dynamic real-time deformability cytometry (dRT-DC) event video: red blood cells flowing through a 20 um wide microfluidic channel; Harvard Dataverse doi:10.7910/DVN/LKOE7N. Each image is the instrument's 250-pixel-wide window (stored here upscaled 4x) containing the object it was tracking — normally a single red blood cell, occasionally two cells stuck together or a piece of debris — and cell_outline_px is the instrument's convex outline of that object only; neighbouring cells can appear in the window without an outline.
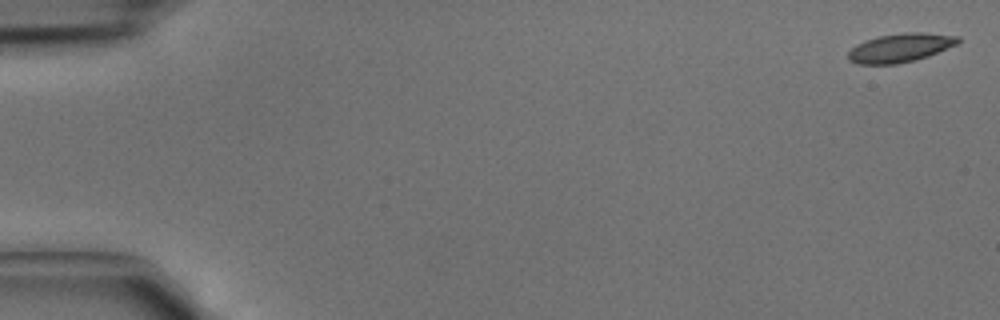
{"species": "common noctule bat (a hibernating species)", "species_latin": "Nyctalus noctula", "temperature_condition": "cold", "stored_images_in_passage": 4, "camera_frame_rate_fps": 3000, "um_per_image_px": 0.085, "animal": {"sex": "male", "body_mass_g": 15.6}, "frame": {"image": 1, "passage_image": 1, "time_ms": 0.0, "image_size_px": [1000, 320], "cell_outline_px": [[960, 40], [956, 44], [928, 56], [916, 60], [896, 64], [856, 64], [848, 60], [848, 52], [856, 44], [880, 36], [904, 32], [924, 32], [960, 36]], "centroid_in_image_um": [76.52, 4.06], "position_along_channel_um": 8.5, "area_um2": 18.32}}
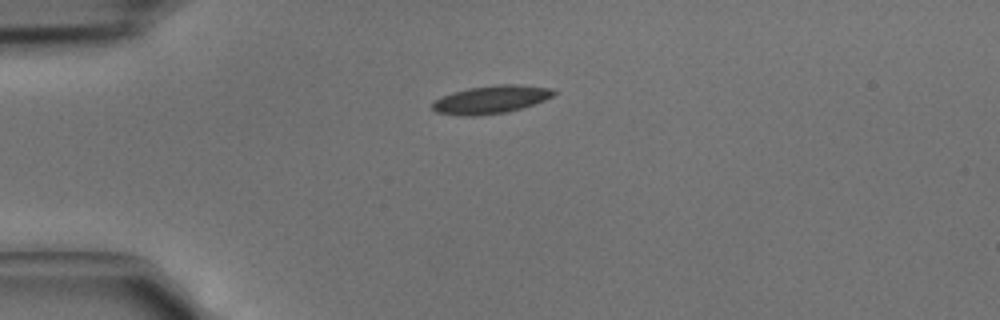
{"frame": {"image": 2, "passage_image": 4, "time_ms": 1.0, "image_size_px": [1000, 320], "cell_outline_px": [[556, 92], [552, 96], [544, 100], [508, 112], [480, 116], [464, 116], [436, 112], [432, 108], [432, 104], [440, 96], [452, 92], [468, 88], [496, 84], [520, 84], [552, 88]], "centroid_in_image_um": [41.71, 8.45], "position_along_channel_um": 43.3, "area_um2": 19.88}}